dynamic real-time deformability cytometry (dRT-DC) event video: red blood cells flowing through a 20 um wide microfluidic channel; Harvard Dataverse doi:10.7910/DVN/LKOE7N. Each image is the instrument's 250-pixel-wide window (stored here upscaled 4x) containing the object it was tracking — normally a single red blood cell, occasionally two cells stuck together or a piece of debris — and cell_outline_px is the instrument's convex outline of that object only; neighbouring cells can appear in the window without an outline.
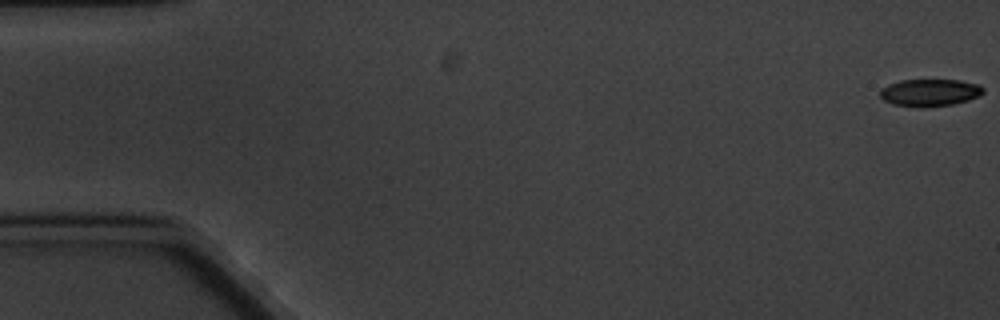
{"species": "common noctule bat (a hibernating species)", "species_latin": "Nyctalus noctula", "temperature_condition": "cold", "stored_images_in_passage": 6, "camera_frame_rate_fps": 3000, "um_per_image_px": 0.085, "animal": {"sex": "male", "body_mass_g": 20.1, "forearm_length_mm": 53.5}, "frame": {"image": 1, "passage_image": 1, "time_ms": 0.0, "image_size_px": [1000, 320], "cell_outline_px": [[984, 92], [980, 96], [968, 100], [952, 104], [924, 108], [916, 108], [892, 104], [884, 100], [880, 96], [880, 88], [888, 84], [900, 80], [960, 80], [980, 84], [984, 88]], "centroid_in_image_um": [79.03, 7.88], "position_along_channel_um": 6.0, "area_um2": 16.7}}